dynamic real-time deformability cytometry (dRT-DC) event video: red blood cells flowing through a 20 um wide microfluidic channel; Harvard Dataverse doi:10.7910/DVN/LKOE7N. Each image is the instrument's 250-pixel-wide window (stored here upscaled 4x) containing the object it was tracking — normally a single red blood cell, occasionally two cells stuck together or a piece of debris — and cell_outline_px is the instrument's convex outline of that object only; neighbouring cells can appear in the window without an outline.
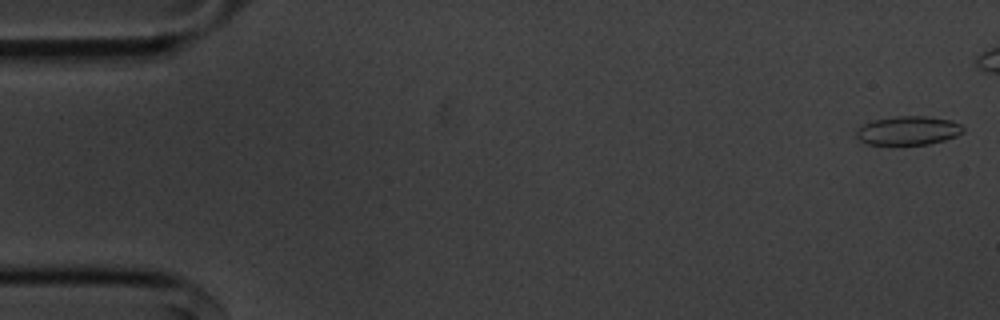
{"species": "common noctule bat (a hibernating species)", "species_latin": "Nyctalus noctula", "temperature_condition": "cold", "stored_images_in_passage": 45, "camera_frame_rate_fps": 3000, "um_per_image_px": 0.085, "animal": {"sex": "male", "body_mass_g": 20.1, "forearm_length_mm": 53.5}, "frame": {"image": 1, "passage_image": 1, "time_ms": 0.0, "image_size_px": [1000, 320], "cell_outline_px": [[964, 132], [956, 136], [944, 140], [928, 144], [892, 148], [864, 144], [856, 136], [856, 132], [864, 124], [872, 120], [892, 116], [924, 116], [952, 120], [960, 124], [964, 128]], "centroid_in_image_um": [77.15, 11.15], "position_along_channel_um": 7.9, "area_um2": 18.84}}
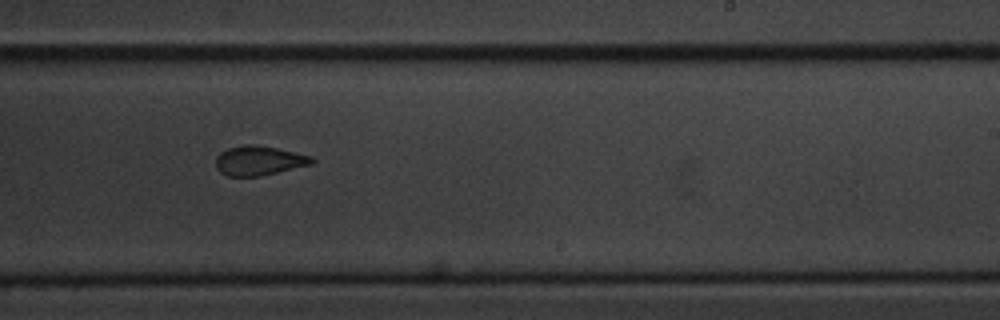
{"frame": {"image": 2, "passage_image": 33, "time_ms": 10.667, "image_size_px": [1000, 320], "cell_outline_px": [[316, 160], [312, 164], [260, 176], [228, 176], [220, 172], [216, 168], [216, 156], [220, 152], [228, 148], [244, 144], [256, 144], [276, 148], [312, 156]], "centroid_in_image_um": [22.0, 13.64], "position_along_channel_um": 267.0, "area_um2": 16.53}}
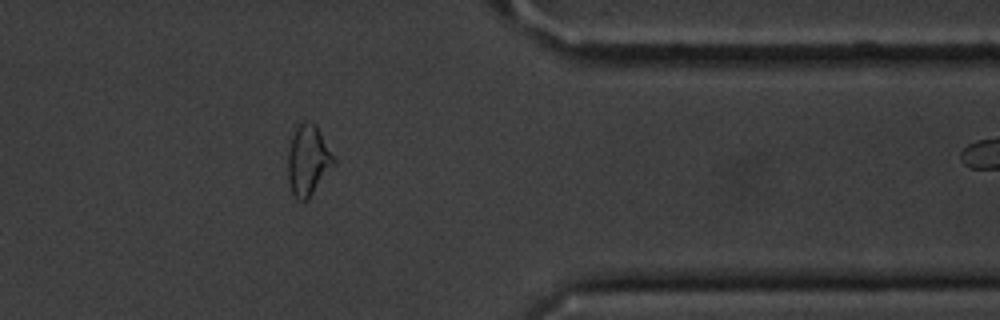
{"frame": {"image": 3, "passage_image": 44, "time_ms": 14.333, "image_size_px": [1000, 320], "cell_outline_px": [[336, 160], [308, 200], [296, 200], [292, 192], [288, 180], [288, 152], [292, 136], [296, 124], [304, 120], [316, 124]], "centroid_in_image_um": [26.16, 13.6], "position_along_channel_um": 385.2, "area_um2": 18.73}}